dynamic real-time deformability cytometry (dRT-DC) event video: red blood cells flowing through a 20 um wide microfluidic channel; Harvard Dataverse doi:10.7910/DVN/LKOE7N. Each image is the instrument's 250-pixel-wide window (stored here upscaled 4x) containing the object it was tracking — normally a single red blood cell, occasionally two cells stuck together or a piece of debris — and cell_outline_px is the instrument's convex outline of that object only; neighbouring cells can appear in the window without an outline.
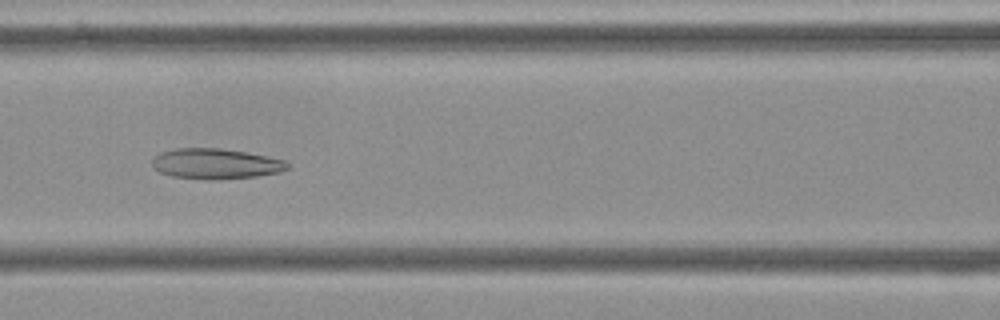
{"species": "Egyptian fruit bat (a non-hibernating species)", "species_latin": "Rousettus aegyptiacus", "temperature_condition": "cold", "stored_images_in_passage": 55, "camera_frame_rate_fps": 3000, "um_per_image_px": 0.085, "frame": {"image": 1, "passage_image": 24, "time_ms": 7.667, "image_size_px": [1000, 320], "cell_outline_px": [[288, 168], [280, 172], [256, 176], [216, 180], [212, 180], [172, 176], [160, 172], [152, 168], [152, 160], [160, 152], [176, 148], [220, 148], [244, 152], [284, 160], [288, 164]], "centroid_in_image_um": [18.29, 13.92], "position_along_channel_um": 148.3, "area_um2": 23.81}}
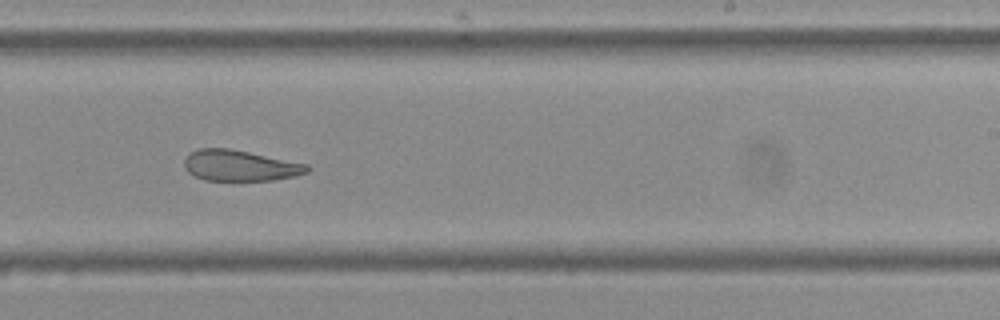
{"frame": {"image": 2, "passage_image": 34, "time_ms": 11.0, "image_size_px": [1000, 320], "cell_outline_px": [[312, 168], [308, 172], [296, 176], [272, 180], [204, 180], [188, 172], [184, 168], [184, 160], [196, 148], [228, 148], [308, 164]], "centroid_in_image_um": [20.42, 14.07], "position_along_channel_um": 268.6, "area_um2": 22.02}}
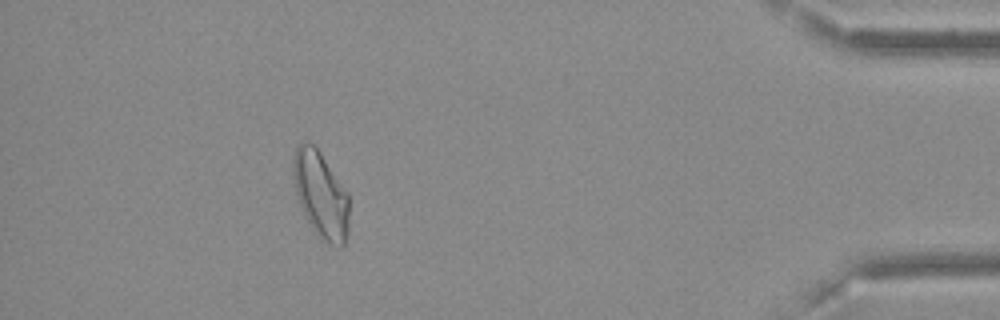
{"frame": {"image": 3, "passage_image": 50, "time_ms": 16.333, "image_size_px": [1000, 320], "cell_outline_px": [[348, 232], [344, 244], [340, 248], [324, 244], [316, 236], [300, 204], [296, 192], [292, 172], [292, 156], [296, 144], [300, 140], [308, 140], [320, 152], [348, 192]], "centroid_in_image_um": [27.25, 16.54], "position_along_channel_um": 408.0, "area_um2": 28.73}, "authors_computed_cell_mechanics": {"area_um2": 26.8192, "velocity_mm_per_s": 3.6161, "shape_relaxation_time_tau1_ms": null, "shape_relaxation_time_tau2_ms": 3.3036, "deformation_change_tau1": null, "deformation_change_tau2": 0.1159}}